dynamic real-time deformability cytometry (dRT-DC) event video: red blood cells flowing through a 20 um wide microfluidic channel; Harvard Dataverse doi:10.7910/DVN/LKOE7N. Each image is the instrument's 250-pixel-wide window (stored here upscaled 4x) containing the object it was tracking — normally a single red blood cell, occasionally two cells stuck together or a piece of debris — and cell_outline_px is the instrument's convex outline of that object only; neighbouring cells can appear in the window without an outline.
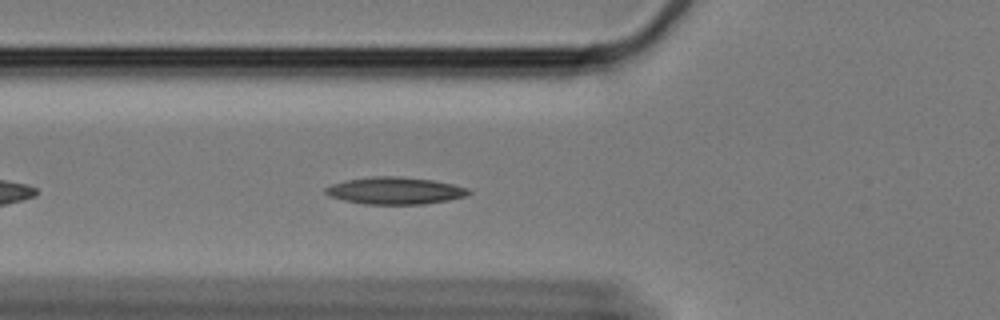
{"species": "Egyptian fruit bat (a non-hibernating species)", "species_latin": "Rousettus aegyptiacus", "temperature_condition": "cold", "stored_images_in_passage": 44, "camera_frame_rate_fps": 3000, "um_per_image_px": 0.085, "animal": {"sex": "female"}, "frame": {"image": 1, "passage_image": 8, "time_ms": 2.333, "image_size_px": [1000, 320], "cell_outline_px": [[472, 192], [464, 196], [448, 200], [424, 204], [364, 204], [344, 200], [328, 196], [324, 192], [324, 188], [332, 184], [348, 180], [372, 176], [396, 176], [432, 180], [452, 184], [468, 188]], "centroid_in_image_um": [33.55, 16.21], "position_along_channel_um": 92.2, "area_um2": 22.48}}
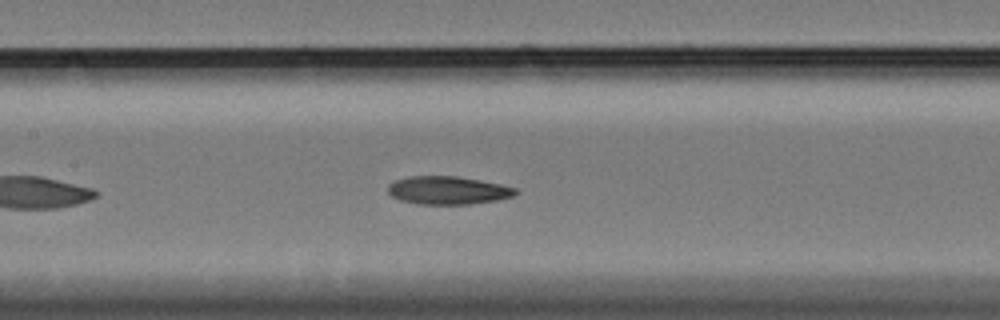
{"frame": {"image": 2, "passage_image": 15, "time_ms": 4.667, "image_size_px": [1000, 320], "cell_outline_px": [[520, 192], [512, 196], [496, 200], [472, 204], [416, 204], [400, 200], [392, 196], [388, 192], [388, 184], [396, 180], [408, 176], [456, 176], [480, 180], [500, 184], [516, 188]], "centroid_in_image_um": [38.06, 16.18], "position_along_channel_um": 169.3, "area_um2": 20.92}}
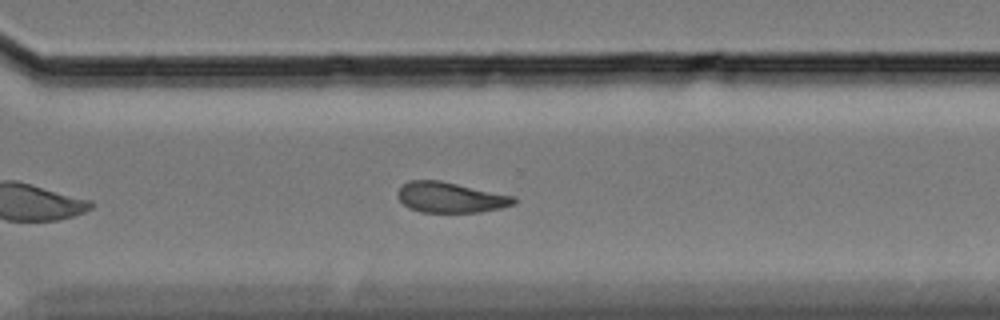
{"frame": {"image": 3, "passage_image": 30, "time_ms": 9.667, "image_size_px": [1000, 320], "cell_outline_px": [[516, 204], [500, 208], [480, 212], [420, 212], [408, 208], [396, 196], [396, 192], [408, 180], [440, 180], [516, 196]], "centroid_in_image_um": [38.29, 16.78], "position_along_channel_um": 332.3, "area_um2": 20.81}, "authors_computed_cell_mechanics": {"area_um2": 21.2704, "velocity_mm_per_s": 3.271, "shape_relaxation_time_tau1_ms": 11.3113, "shape_relaxation_time_tau2_ms": 8.6884, "deformation_change_tau1": 0.2176, "deformation_change_tau2": 0.1572}}